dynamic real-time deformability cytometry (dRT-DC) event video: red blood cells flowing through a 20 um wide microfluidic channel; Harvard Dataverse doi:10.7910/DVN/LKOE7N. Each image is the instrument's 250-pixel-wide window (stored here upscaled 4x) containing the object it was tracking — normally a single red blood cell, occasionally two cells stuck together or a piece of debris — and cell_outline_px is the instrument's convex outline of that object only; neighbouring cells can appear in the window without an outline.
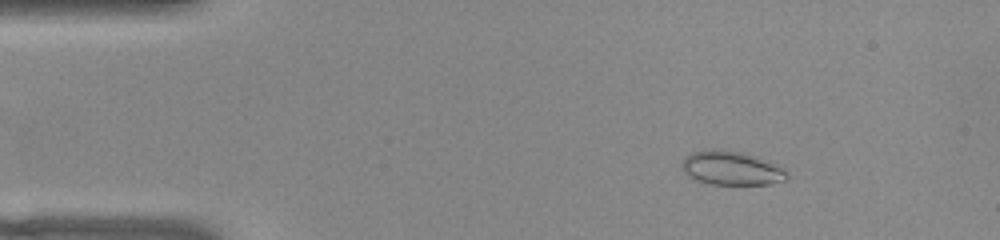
{"species": "common noctule bat (a hibernating species)", "species_latin": "Nyctalus noctula", "temperature_condition": "warm", "stored_images_in_passage": 48, "camera_frame_rate_fps": 3000, "um_per_image_px": 0.085, "animal": {"sex": "female", "body_mass_g": 22.0, "forearm_length_mm": 56.7}, "frame": {"image": 1, "passage_image": 3, "time_ms": 0.667, "image_size_px": [1000, 240], "cell_outline_px": [[788, 176], [784, 180], [768, 184], [708, 184], [696, 180], [688, 176], [680, 168], [680, 164], [684, 156], [692, 152], [704, 148], [720, 148], [744, 152], [756, 156], [776, 164]], "centroid_in_image_um": [62.06, 14.26], "position_along_channel_um": 22.9, "area_um2": 21.1}}
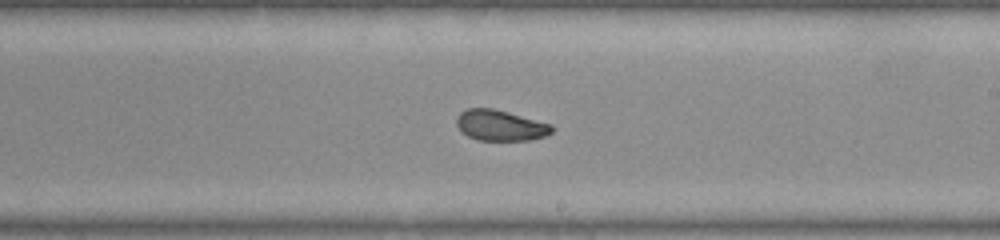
{"frame": {"image": 2, "passage_image": 26, "time_ms": 8.333, "image_size_px": [1000, 240], "cell_outline_px": [[556, 128], [552, 132], [544, 136], [532, 140], [476, 140], [460, 132], [456, 124], [456, 116], [460, 112], [468, 108], [492, 108], [508, 112], [552, 124]], "centroid_in_image_um": [42.52, 10.66], "position_along_channel_um": 246.5, "area_um2": 17.28}}
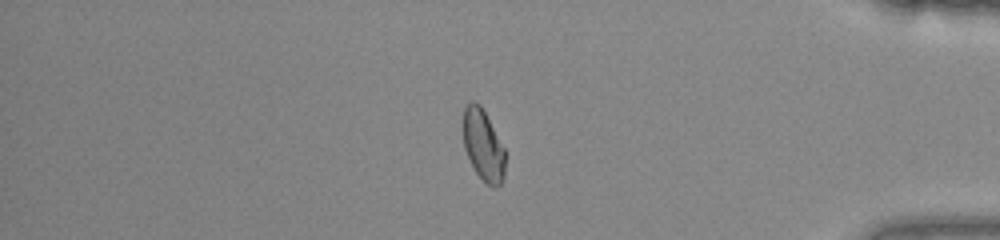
{"frame": {"image": 3, "passage_image": 40, "time_ms": 13.0, "image_size_px": [1000, 240], "cell_outline_px": [[504, 176], [500, 184], [496, 188], [488, 184], [476, 172], [464, 148], [464, 108], [472, 100], [480, 104], [504, 148]], "centroid_in_image_um": [41.07, 12.34], "position_along_channel_um": 394.1, "area_um2": 16.88}, "authors_computed_cell_mechanics": {"area_um2": 18.207, "velocity_mm_per_s": 3.8554, "shape_relaxation_time_tau1_ms": 9.2843, "shape_relaxation_time_tau2_ms": 1.5766, "deformation_change_tau1": 0.1652, "deformation_change_tau2": 0.0544}}